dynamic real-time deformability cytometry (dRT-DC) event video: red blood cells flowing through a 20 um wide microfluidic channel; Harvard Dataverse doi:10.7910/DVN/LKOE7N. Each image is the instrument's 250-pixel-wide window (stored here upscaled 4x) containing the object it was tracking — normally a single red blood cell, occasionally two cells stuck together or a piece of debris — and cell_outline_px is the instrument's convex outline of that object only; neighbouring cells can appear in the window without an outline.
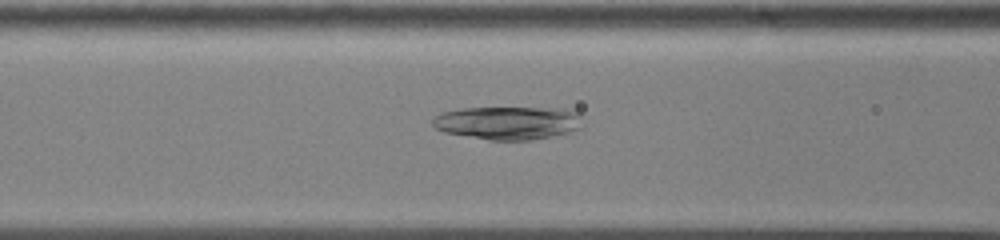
{"species": "common noctule bat (a hibernating species)", "species_latin": "Nyctalus noctula", "temperature_condition": "cold", "stored_images_in_passage": 58, "camera_frame_rate_fps": 3000, "um_per_image_px": 0.085, "animal": {"sex": "male", "body_mass_g": 13.0, "forearm_length_mm": 53.1}, "frame": {"image": 1, "passage_image": 25, "time_ms": 8.0, "image_size_px": [1000, 240], "cell_outline_px": [[584, 124], [580, 128], [552, 136], [528, 140], [492, 140], [444, 132], [436, 128], [432, 124], [432, 116], [440, 112], [464, 108], [564, 108], [580, 112]], "centroid_in_image_um": [43.19, 10.42], "position_along_channel_um": 123.4, "area_um2": 29.19}}
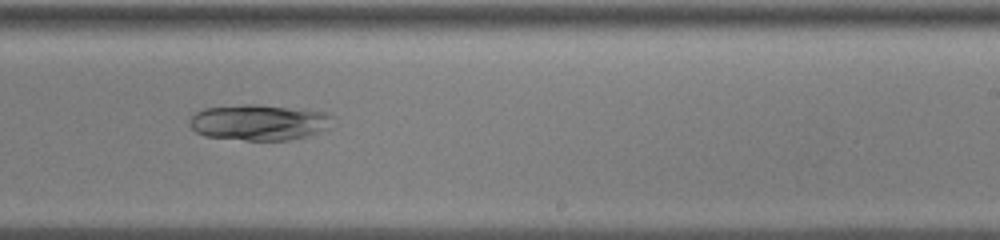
{"frame": {"image": 2, "passage_image": 37, "time_ms": 12.0, "image_size_px": [1000, 240], "cell_outline_px": [[332, 116], [328, 128], [292, 140], [244, 140], [204, 136], [196, 132], [192, 128], [188, 120], [196, 112], [204, 108], [244, 104], [260, 104], [328, 112]], "centroid_in_image_um": [21.98, 10.39], "position_along_channel_um": 267.0, "area_um2": 29.82}}
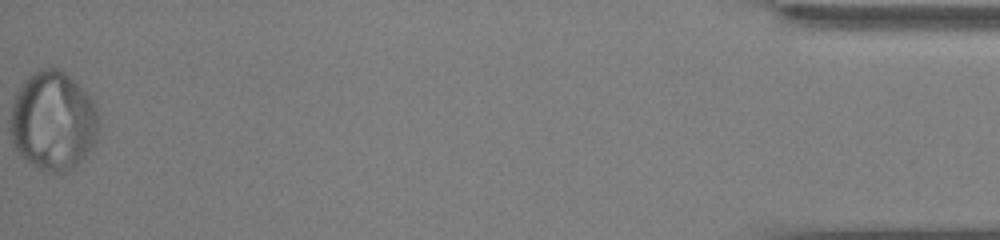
{"frame": {"image": 3, "passage_image": 58, "time_ms": 19.0, "image_size_px": [1000, 240], "cell_outline_px": [[100, 128], [96, 140], [92, 148], [84, 160], [72, 168], [64, 172], [48, 172], [32, 164], [20, 156], [12, 144], [12, 104], [16, 92], [28, 76], [32, 72], [40, 68], [60, 68], [84, 88], [96, 104], [100, 120]], "centroid_in_image_um": [4.57, 10.27], "position_along_channel_um": 430.6, "area_um2": 51.62}}